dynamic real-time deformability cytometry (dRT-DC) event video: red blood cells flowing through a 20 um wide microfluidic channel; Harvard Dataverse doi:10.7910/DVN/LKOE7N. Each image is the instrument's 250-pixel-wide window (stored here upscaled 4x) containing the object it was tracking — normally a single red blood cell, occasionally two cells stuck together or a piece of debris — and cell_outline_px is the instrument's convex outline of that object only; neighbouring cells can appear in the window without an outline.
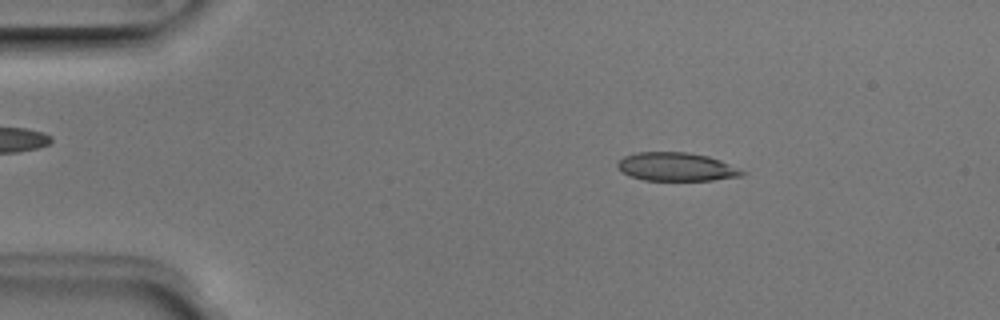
{"species": "Egyptian fruit bat (a non-hibernating species)", "species_latin": "Rousettus aegyptiacus", "temperature_condition": "room temperature", "stored_images_in_passage": 5, "camera_frame_rate_fps": 3000, "um_per_image_px": 0.085, "animal": {"sex": "male"}, "frame": {"image": 1, "passage_image": 2, "time_ms": 0.333, "image_size_px": [1000, 320], "cell_outline_px": [[748, 172], [744, 176], [712, 180], [644, 180], [628, 176], [616, 164], [624, 156], [636, 152], [688, 152], [708, 156], [720, 160]], "centroid_in_image_um": [57.53, 14.18], "position_along_channel_um": 27.5, "area_um2": 20.69}}
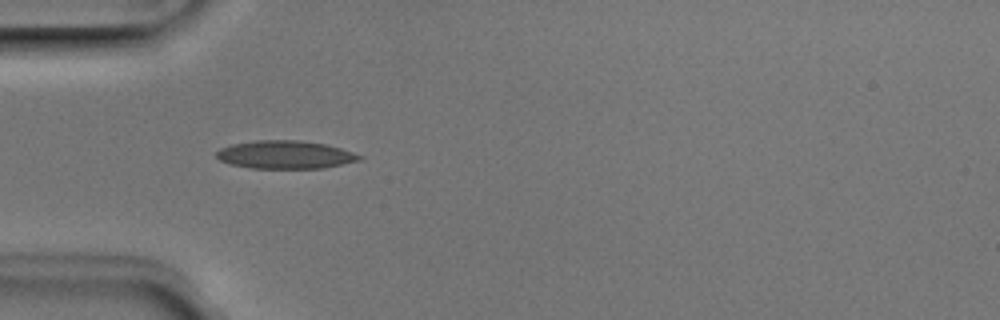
{"frame": {"image": 2, "passage_image": 4, "time_ms": 1.0, "image_size_px": [1000, 320], "cell_outline_px": [[364, 156], [360, 160], [324, 168], [252, 168], [232, 164], [220, 160], [216, 156], [216, 152], [220, 148], [232, 144], [256, 140], [300, 140], [324, 144], [340, 148]], "centroid_in_image_um": [24.25, 13.14], "position_along_channel_um": 60.8, "area_um2": 23.24}}